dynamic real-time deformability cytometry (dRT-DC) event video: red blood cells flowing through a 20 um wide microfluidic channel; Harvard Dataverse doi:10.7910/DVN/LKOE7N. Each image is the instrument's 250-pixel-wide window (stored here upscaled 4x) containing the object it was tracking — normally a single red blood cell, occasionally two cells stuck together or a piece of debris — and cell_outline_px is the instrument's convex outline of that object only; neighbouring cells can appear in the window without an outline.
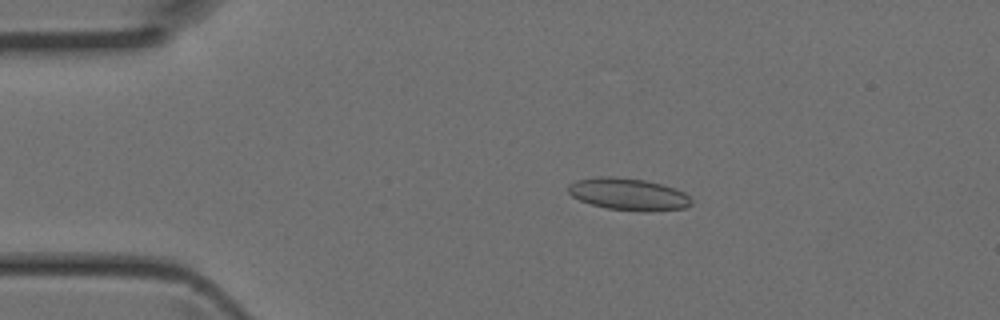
{"species": "Egyptian fruit bat (a non-hibernating species)", "species_latin": "Rousettus aegyptiacus", "temperature_condition": "room temperature", "stored_images_in_passage": 44, "camera_frame_rate_fps": 3000, "um_per_image_px": 0.085, "animal": {"sex": "female"}, "frame": {"image": 1, "passage_image": 9, "time_ms": 2.667, "image_size_px": [1000, 320], "cell_outline_px": [[692, 204], [684, 208], [648, 212], [644, 212], [608, 208], [592, 204], [580, 200], [572, 196], [568, 192], [568, 184], [576, 180], [600, 176], [612, 176], [644, 180], [660, 184], [684, 192], [692, 200]], "centroid_in_image_um": [53.4, 16.51], "position_along_channel_um": 31.6, "area_um2": 22.89}}
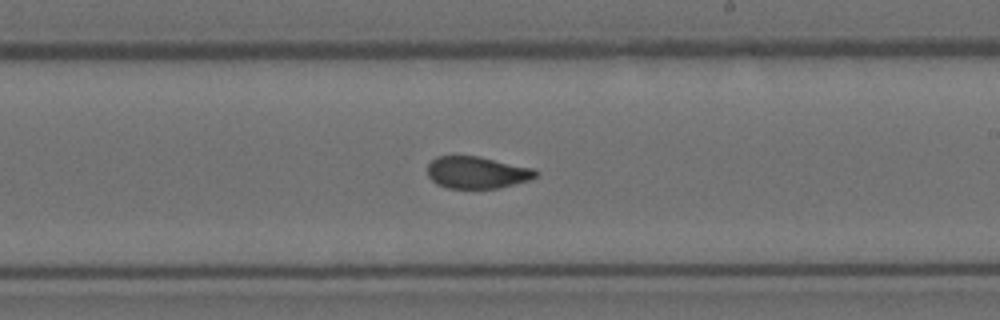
{"frame": {"image": 2, "passage_image": 26, "time_ms": 8.333, "image_size_px": [1000, 320], "cell_outline_px": [[540, 172], [532, 180], [496, 188], [448, 188], [436, 184], [428, 176], [428, 164], [436, 156], [480, 156], [536, 168]], "centroid_in_image_um": [40.59, 14.65], "position_along_channel_um": 248.4, "area_um2": 20.46}}
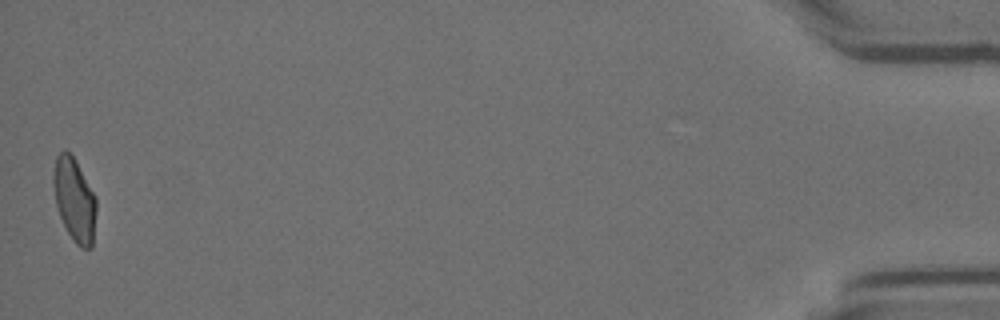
{"frame": {"image": 3, "passage_image": 44, "time_ms": 14.333, "image_size_px": [1000, 320], "cell_outline_px": [[96, 212], [92, 248], [80, 248], [72, 240], [60, 216], [56, 204], [52, 184], [52, 176], [56, 156], [64, 148], [72, 156], [96, 196]], "centroid_in_image_um": [6.32, 16.99], "position_along_channel_um": 428.9, "area_um2": 20.81}}